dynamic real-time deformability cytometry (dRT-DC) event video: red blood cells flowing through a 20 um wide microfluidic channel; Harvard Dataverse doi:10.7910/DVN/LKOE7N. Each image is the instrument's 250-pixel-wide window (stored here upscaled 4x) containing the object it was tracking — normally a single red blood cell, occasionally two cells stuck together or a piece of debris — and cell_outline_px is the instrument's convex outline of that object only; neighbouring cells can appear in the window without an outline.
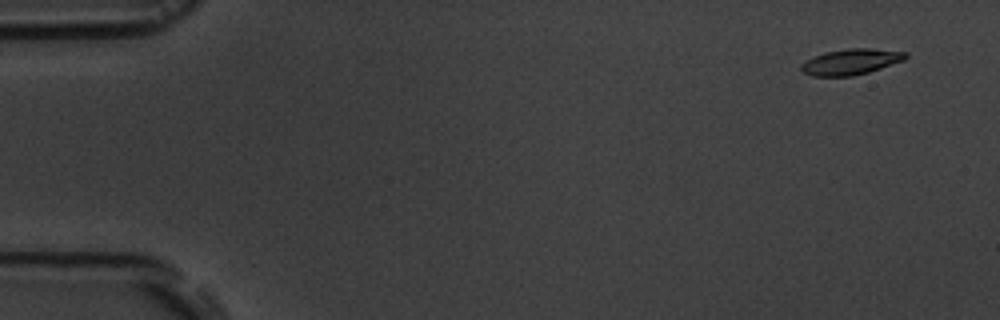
{"species": "common noctule bat (a hibernating species)", "species_latin": "Nyctalus noctula", "temperature_condition": "room temperature", "stored_images_in_passage": 11, "camera_frame_rate_fps": 3000, "um_per_image_px": 0.085, "animal": {"sex": "male", "body_mass_g": 19.5, "forearm_length_mm": 54.6}, "frame": {"image": 1, "passage_image": 1, "time_ms": 0.0, "image_size_px": [1000, 320], "cell_outline_px": [[908, 56], [904, 60], [868, 72], [852, 76], [812, 76], [804, 72], [800, 68], [800, 64], [824, 52], [848, 48], [868, 48], [908, 52]], "centroid_in_image_um": [72.34, 5.25], "position_along_channel_um": 12.7, "area_um2": 15.55}}
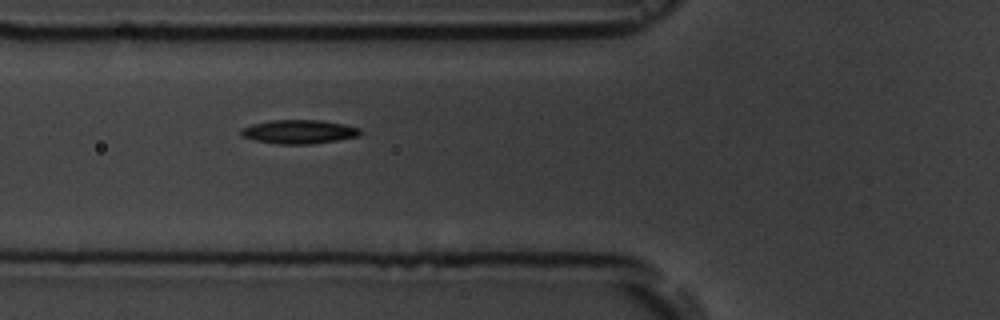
{"frame": {"image": 2, "passage_image": 6, "time_ms": 5.667, "image_size_px": [1000, 320], "cell_outline_px": [[364, 132], [360, 136], [312, 144], [280, 144], [256, 140], [240, 136], [240, 128], [252, 124], [272, 120], [320, 120], [344, 124], [360, 128]], "centroid_in_image_um": [25.43, 11.19], "position_along_channel_um": 100.4, "area_um2": 16.65}}
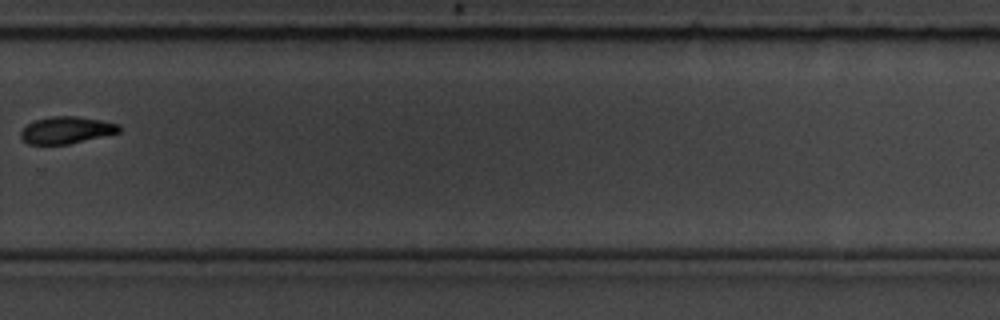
{"frame": {"image": 3, "passage_image": 11, "time_ms": 11.667, "image_size_px": [1000, 320], "cell_outline_px": [[120, 132], [68, 144], [28, 144], [20, 136], [20, 132], [28, 124], [36, 120], [52, 116], [76, 116], [100, 120], [120, 124]], "centroid_in_image_um": [5.65, 11.05], "position_along_channel_um": 324.1, "area_um2": 15.26}}